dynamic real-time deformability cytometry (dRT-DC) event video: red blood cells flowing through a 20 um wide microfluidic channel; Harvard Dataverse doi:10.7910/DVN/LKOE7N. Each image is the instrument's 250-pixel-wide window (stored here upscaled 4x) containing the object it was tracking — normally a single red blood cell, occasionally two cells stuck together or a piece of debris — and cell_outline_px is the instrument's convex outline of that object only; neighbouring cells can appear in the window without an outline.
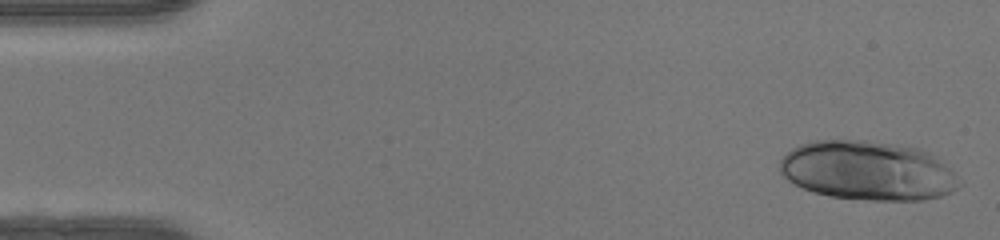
{"species": "human", "species_latin": "Homo sapiens", "temperature_condition": "warm", "stored_images_in_passage": 47, "camera_frame_rate_fps": 3000, "um_per_image_px": 0.085, "donor": {"sex": "female"}, "frame": {"image": 1, "passage_image": 1, "time_ms": 0.0, "image_size_px": [1000, 240], "cell_outline_px": [[964, 184], [952, 192], [940, 196], [920, 200], [868, 200], [832, 196], [816, 192], [804, 188], [788, 180], [780, 172], [780, 160], [792, 148], [800, 144], [816, 140], [868, 140], [916, 148], [928, 152], [944, 164]], "centroid_in_image_um": [73.76, 14.51], "position_along_channel_um": 11.2, "area_um2": 61.56}}